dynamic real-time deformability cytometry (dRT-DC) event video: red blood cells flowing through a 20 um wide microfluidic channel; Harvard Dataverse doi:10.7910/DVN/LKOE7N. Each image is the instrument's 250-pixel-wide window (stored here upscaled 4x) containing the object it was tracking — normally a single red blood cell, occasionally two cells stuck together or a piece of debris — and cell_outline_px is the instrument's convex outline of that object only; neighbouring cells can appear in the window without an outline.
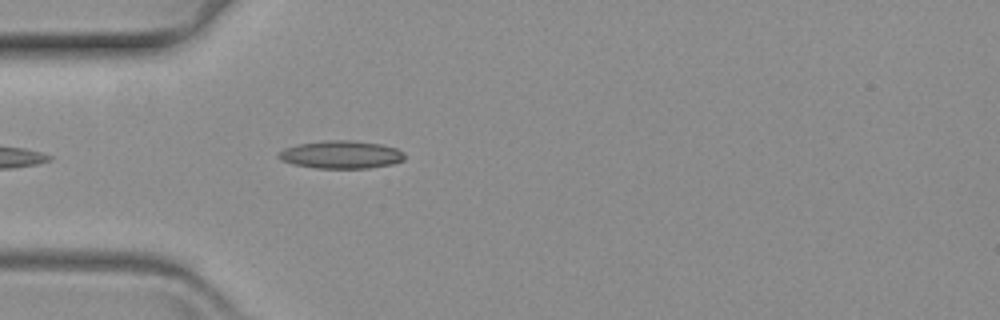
{"species": "common noctule bat (a hibernating species)", "species_latin": "Nyctalus noctula", "temperature_condition": "warm", "stored_images_in_passage": 26, "camera_frame_rate_fps": 3000, "um_per_image_px": 0.085, "animal": {"sex": "female", "body_mass_g": 19.3, "forearm_length_mm": 54.1}, "frame": {"image": 1, "passage_image": 1, "time_ms": 0.0, "image_size_px": [1000, 320], "cell_outline_px": [[404, 160], [392, 164], [368, 168], [316, 168], [292, 164], [280, 160], [276, 156], [284, 148], [300, 144], [324, 140], [348, 140], [380, 144], [396, 148], [404, 152]], "centroid_in_image_um": [28.98, 13.15], "position_along_channel_um": 56.0, "area_um2": 20.4}}